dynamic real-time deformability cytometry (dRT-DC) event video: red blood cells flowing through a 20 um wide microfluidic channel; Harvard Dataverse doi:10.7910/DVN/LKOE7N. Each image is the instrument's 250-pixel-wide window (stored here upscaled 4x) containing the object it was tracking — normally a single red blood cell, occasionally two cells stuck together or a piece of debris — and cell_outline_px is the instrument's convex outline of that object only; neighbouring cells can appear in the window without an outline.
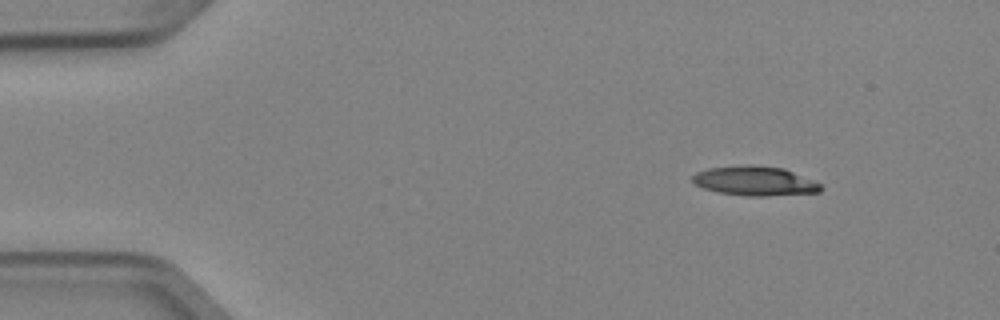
{"species": "Egyptian fruit bat (a non-hibernating species)", "species_latin": "Rousettus aegyptiacus", "temperature_condition": "cold", "stored_images_in_passage": 6, "camera_frame_rate_fps": 3000, "um_per_image_px": 0.085, "animal": {"sex": "female"}, "frame": {"image": 1, "passage_image": 1, "time_ms": 0.0, "image_size_px": [1000, 320], "cell_outline_px": [[820, 192], [768, 196], [744, 196], [720, 192], [704, 188], [696, 184], [692, 180], [692, 176], [696, 172], [708, 168], [784, 168], [820, 184]], "centroid_in_image_um": [64.16, 15.44], "position_along_channel_um": 20.8, "area_um2": 20.69}}
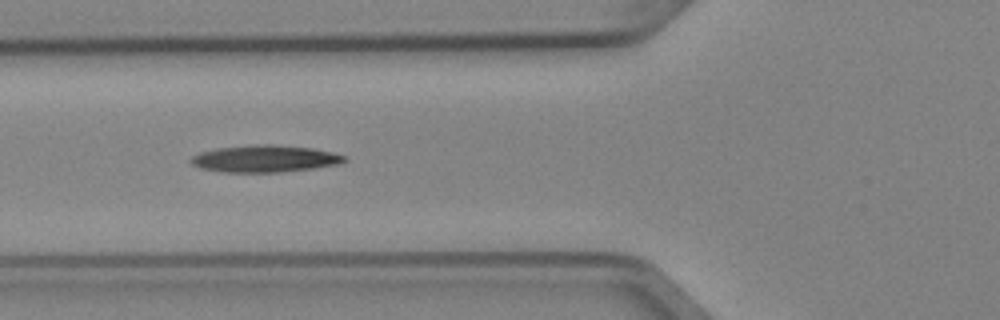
{"frame": {"image": 2, "passage_image": 4, "time_ms": 1.0, "image_size_px": [1000, 320], "cell_outline_px": [[348, 160], [336, 164], [312, 168], [280, 172], [224, 172], [200, 168], [192, 164], [188, 160], [192, 156], [200, 152], [216, 148], [256, 144], [272, 144], [312, 148], [332, 152], [348, 156]], "centroid_in_image_um": [22.49, 13.48], "position_along_channel_um": 103.3, "area_um2": 24.16}}
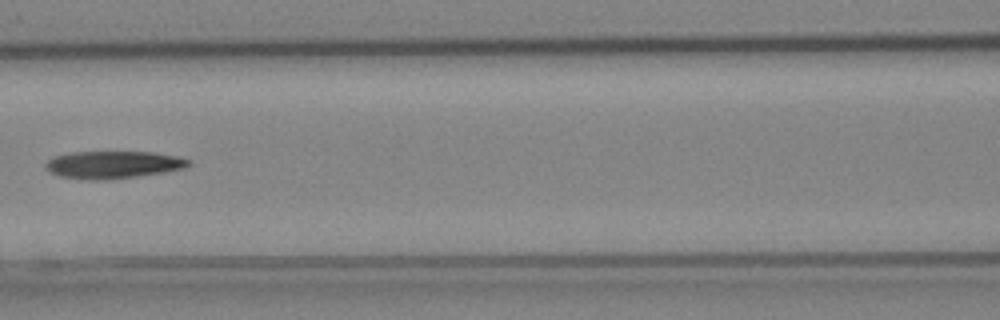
{"frame": {"image": 3, "passage_image": 5, "time_ms": 1.333, "image_size_px": [1000, 320], "cell_outline_px": [[192, 160], [188, 164], [180, 168], [164, 172], [136, 176], [104, 180], [88, 180], [60, 176], [44, 168], [44, 164], [48, 160], [56, 156], [72, 152], [152, 152], [176, 156]], "centroid_in_image_um": [9.57, 14.0], "position_along_channel_um": 157.0, "area_um2": 22.54}}